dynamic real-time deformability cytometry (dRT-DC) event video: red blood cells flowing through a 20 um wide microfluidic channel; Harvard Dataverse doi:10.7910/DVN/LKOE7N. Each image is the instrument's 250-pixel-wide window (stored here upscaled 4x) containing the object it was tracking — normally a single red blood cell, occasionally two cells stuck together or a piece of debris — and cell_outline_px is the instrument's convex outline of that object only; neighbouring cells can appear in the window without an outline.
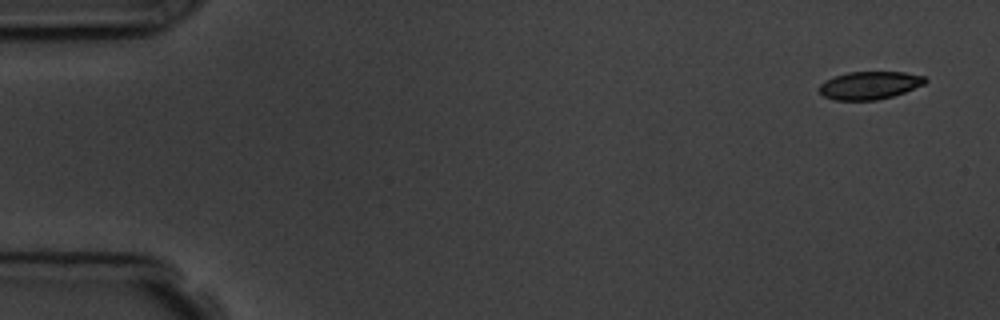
{"species": "common noctule bat (a hibernating species)", "species_latin": "Nyctalus noctula", "temperature_condition": "room temperature", "stored_images_in_passage": 6, "camera_frame_rate_fps": 3000, "um_per_image_px": 0.085, "animal": {"sex": "male", "body_mass_g": 19.5, "forearm_length_mm": 54.6}, "frame": {"image": 1, "passage_image": 1, "time_ms": 0.0, "image_size_px": [1000, 320], "cell_outline_px": [[928, 80], [924, 84], [904, 92], [892, 96], [876, 100], [836, 100], [824, 96], [816, 88], [824, 80], [848, 72], [904, 72], [924, 76]], "centroid_in_image_um": [73.89, 7.25], "position_along_channel_um": 11.1, "area_um2": 17.17}}
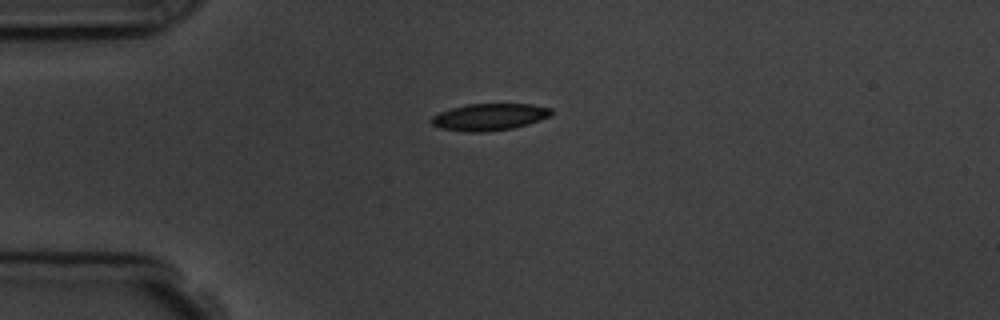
{"frame": {"image": 2, "passage_image": 4, "time_ms": 3.667, "image_size_px": [1000, 320], "cell_outline_px": [[552, 112], [548, 116], [540, 120], [528, 124], [512, 128], [484, 132], [468, 132], [440, 128], [432, 124], [428, 120], [432, 116], [440, 112], [452, 108], [468, 104], [532, 104], [552, 108]], "centroid_in_image_um": [41.57, 9.94], "position_along_channel_um": 43.4, "area_um2": 18.73}}